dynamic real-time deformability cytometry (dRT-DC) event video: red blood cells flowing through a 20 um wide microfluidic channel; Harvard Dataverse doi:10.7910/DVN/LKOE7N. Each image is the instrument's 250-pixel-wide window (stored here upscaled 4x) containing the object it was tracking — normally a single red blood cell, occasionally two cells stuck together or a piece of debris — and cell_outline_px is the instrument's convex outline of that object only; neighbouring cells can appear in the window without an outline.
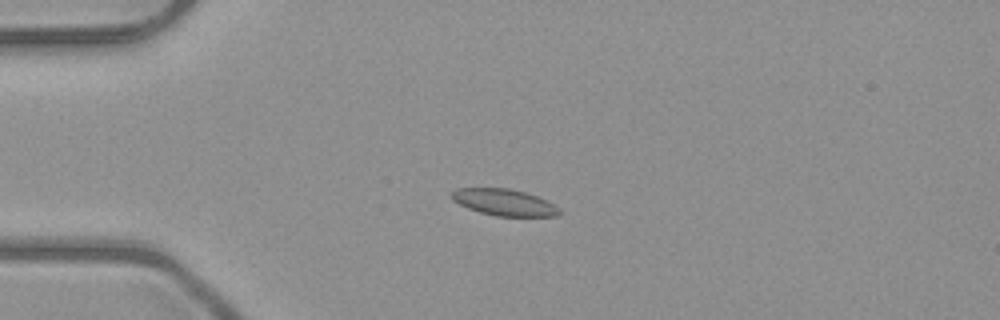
{"species": "common noctule bat (a hibernating species)", "species_latin": "Nyctalus noctula", "temperature_condition": "room temperature", "stored_images_in_passage": 52, "camera_frame_rate_fps": 3000, "um_per_image_px": 0.085, "animal": {"sex": "male", "body_mass_g": 23.1, "forearm_length_mm": 52.7}, "frame": {"image": 1, "passage_image": 13, "time_ms": 4.0, "image_size_px": [1000, 320], "cell_outline_px": [[560, 212], [556, 216], [496, 216], [480, 212], [468, 208], [452, 200], [452, 192], [456, 188], [508, 188], [524, 192], [536, 196], [560, 208]], "centroid_in_image_um": [42.83, 17.2], "position_along_channel_um": 42.2, "area_um2": 16.42}}
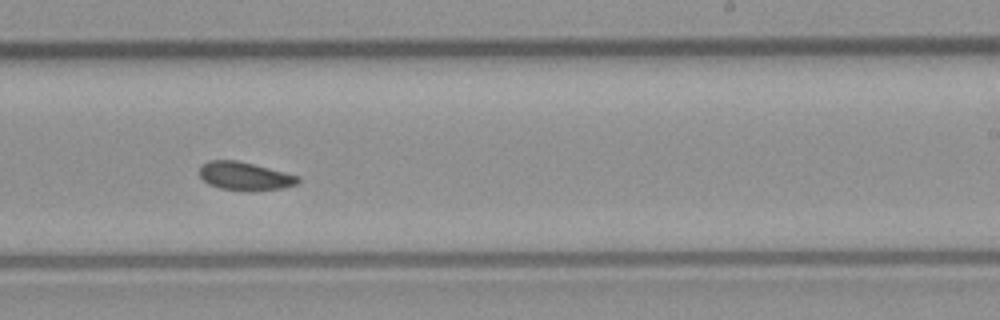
{"frame": {"image": 2, "passage_image": 32, "time_ms": 10.333, "image_size_px": [1000, 320], "cell_outline_px": [[300, 180], [296, 184], [284, 188], [248, 192], [220, 188], [208, 184], [200, 176], [200, 164], [208, 160], [236, 160], [300, 176]], "centroid_in_image_um": [20.8, 14.98], "position_along_channel_um": 268.2, "area_um2": 16.36}}
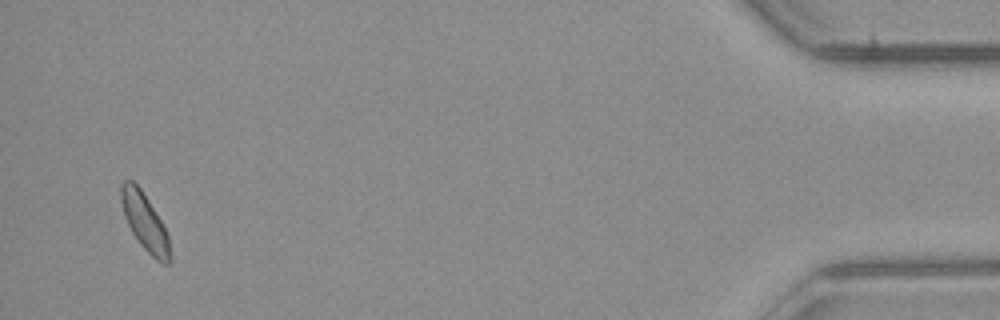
{"frame": {"image": 3, "passage_image": 50, "time_ms": 16.333, "image_size_px": [1000, 320], "cell_outline_px": [[172, 260], [168, 264], [164, 264], [156, 260], [140, 244], [132, 232], [124, 216], [120, 200], [120, 184], [124, 180], [132, 180], [140, 188], [160, 220], [168, 236], [172, 256]], "centroid_in_image_um": [12.3, 18.89], "position_along_channel_um": 422.9, "area_um2": 16.13}, "authors_computed_cell_mechanics": {"area_um2": 16.3863, "velocity_mm_per_s": 3.9866, "shape_relaxation_time_tau1_ms": null, "shape_relaxation_time_tau2_ms": 6.4361, "deformation_change_tau1": null, "deformation_change_tau2": 0.1128}}